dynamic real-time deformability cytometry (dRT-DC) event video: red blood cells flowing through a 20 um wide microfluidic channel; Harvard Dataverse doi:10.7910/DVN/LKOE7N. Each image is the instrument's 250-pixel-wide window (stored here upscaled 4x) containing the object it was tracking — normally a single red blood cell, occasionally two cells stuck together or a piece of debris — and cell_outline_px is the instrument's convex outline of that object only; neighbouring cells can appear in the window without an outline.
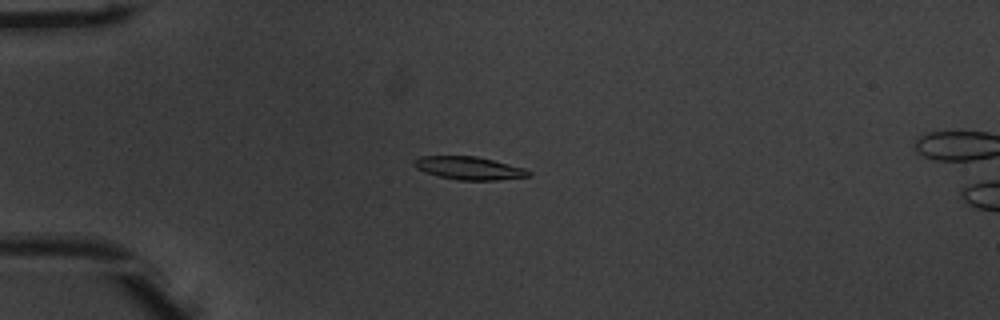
{"species": "common noctule bat (a hibernating species)", "species_latin": "Nyctalus noctula", "temperature_condition": "warm", "stored_images_in_passage": 43, "camera_frame_rate_fps": 3000, "um_per_image_px": 0.085, "animal": {"sex": "male", "body_mass_g": 20.1, "forearm_length_mm": 53.5}, "frame": {"image": 1, "passage_image": 5, "time_ms": 1.333, "image_size_px": [1000, 320], "cell_outline_px": [[532, 176], [496, 180], [460, 180], [440, 176], [424, 172], [416, 168], [412, 164], [420, 156], [476, 156], [524, 168], [532, 172]], "centroid_in_image_um": [39.88, 14.29], "position_along_channel_um": 45.1, "area_um2": 15.2}}
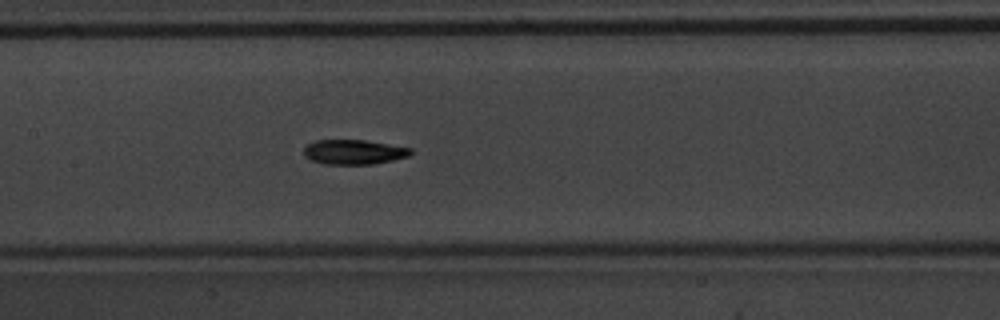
{"frame": {"image": 2, "passage_image": 17, "time_ms": 5.333, "image_size_px": [1000, 320], "cell_outline_px": [[412, 152], [408, 156], [392, 160], [372, 164], [324, 164], [312, 160], [304, 156], [304, 148], [308, 144], [316, 140], [364, 140], [412, 148]], "centroid_in_image_um": [30.06, 12.92], "position_along_channel_um": 177.3, "area_um2": 15.26}}
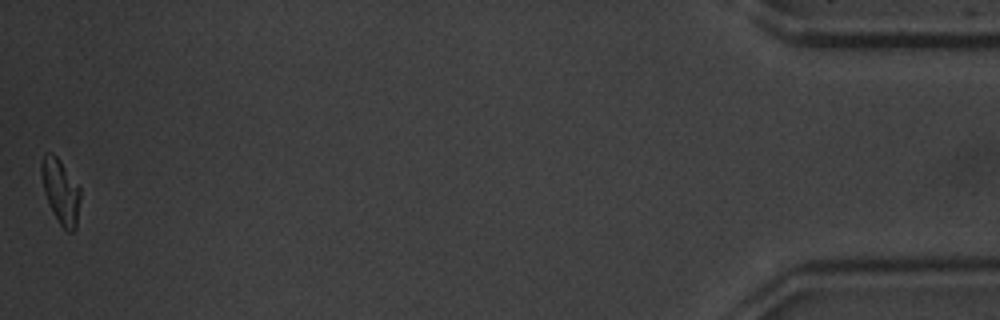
{"frame": {"image": 3, "passage_image": 43, "time_ms": 14.0, "image_size_px": [1000, 320], "cell_outline_px": [[80, 196], [76, 228], [72, 232], [68, 232], [60, 224], [52, 212], [44, 192], [40, 172], [40, 164], [44, 152], [52, 152], [60, 160], [80, 188]], "centroid_in_image_um": [5.13, 16.24], "position_along_channel_um": 430.1, "area_um2": 14.68}, "authors_computed_cell_mechanics": {"area_um2": 15.2592, "velocity_mm_per_s": 3.922, "shape_relaxation_time_tau1_ms": 3.3351, "shape_relaxation_time_tau2_ms": 4.3966, "deformation_change_tau1": 0.1585, "deformation_change_tau2": 0.1119}}